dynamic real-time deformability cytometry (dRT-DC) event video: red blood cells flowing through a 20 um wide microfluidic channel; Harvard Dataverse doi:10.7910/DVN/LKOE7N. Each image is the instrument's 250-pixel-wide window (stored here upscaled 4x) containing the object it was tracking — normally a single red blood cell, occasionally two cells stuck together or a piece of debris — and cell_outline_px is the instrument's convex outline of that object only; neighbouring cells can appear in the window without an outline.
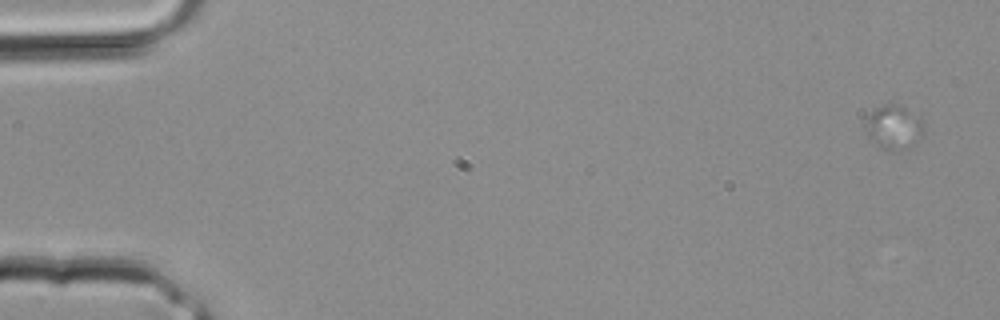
{"species": "common noctule bat (a hibernating species)", "species_latin": "Nyctalus noctula", "temperature_condition": "room temperature", "stored_images_in_passage": 3, "camera_frame_rate_fps": 3000, "um_per_image_px": 0.085, "animal": {"sex": "male", "body_mass_g": 20.4}, "frame": {"image": 1, "passage_image": 1, "time_ms": 0.0, "image_size_px": [1000, 320], "cell_outline_px": [[924, 136], [900, 152], [888, 152], [880, 148], [868, 136], [864, 128], [864, 124], [868, 116], [876, 108], [884, 104], [892, 104], [904, 108], [920, 116], [924, 120]], "centroid_in_image_um": [75.99, 10.86], "position_along_channel_um": 9.0, "area_um2": 15.32}}